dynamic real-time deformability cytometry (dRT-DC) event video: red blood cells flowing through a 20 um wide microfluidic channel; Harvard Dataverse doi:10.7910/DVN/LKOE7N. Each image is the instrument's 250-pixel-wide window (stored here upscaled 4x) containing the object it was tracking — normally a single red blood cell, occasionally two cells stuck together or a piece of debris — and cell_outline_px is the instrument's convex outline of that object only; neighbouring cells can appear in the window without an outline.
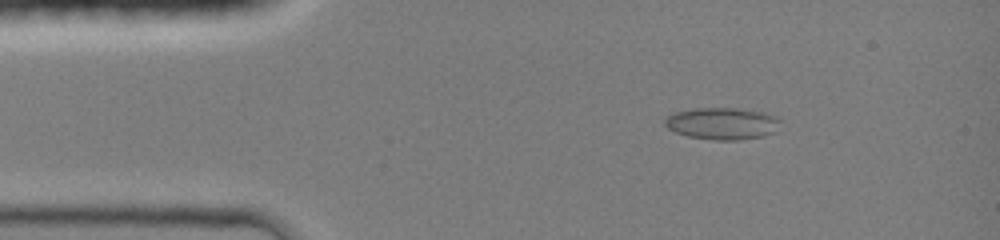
{"species": "common noctule bat (a hibernating species)", "species_latin": "Nyctalus noctula", "temperature_condition": "room temperature", "stored_images_in_passage": 28, "camera_frame_rate_fps": 3000, "um_per_image_px": 0.085, "animal": {"sex": "female", "body_mass_g": 19.0, "forearm_length_mm": 51.5}, "frame": {"image": 1, "passage_image": 2, "time_ms": 0.667, "image_size_px": [1000, 240], "cell_outline_px": [[780, 120], [776, 132], [764, 136], [740, 140], [716, 140], [688, 136], [676, 132], [668, 128], [664, 124], [664, 120], [668, 116], [676, 112], [696, 108], [736, 108], [764, 112], [780, 116]], "centroid_in_image_um": [61.45, 10.5], "position_along_channel_um": 23.6, "area_um2": 21.62}}
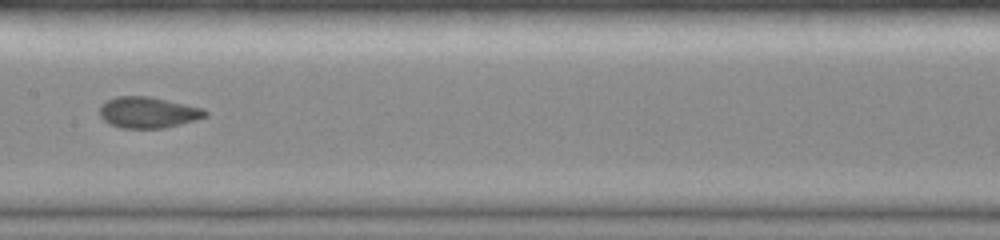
{"frame": {"image": 2, "passage_image": 13, "time_ms": 6.0, "image_size_px": [1000, 240], "cell_outline_px": [[208, 116], [196, 120], [164, 128], [120, 128], [108, 124], [100, 116], [100, 104], [104, 100], [116, 96], [152, 96], [204, 108], [208, 112]], "centroid_in_image_um": [12.58, 9.54], "position_along_channel_um": 194.8, "area_um2": 19.54}}
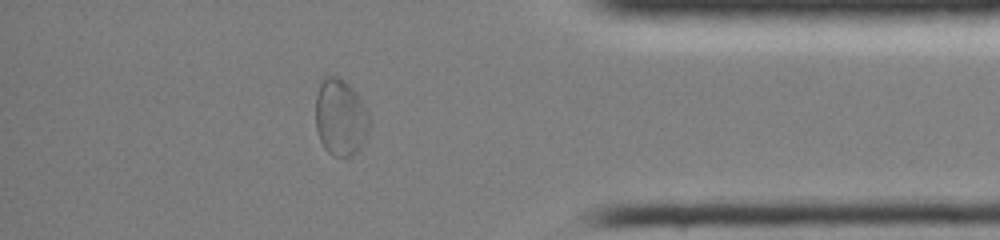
{"frame": {"image": 3, "passage_image": 24, "time_ms": 11.333, "image_size_px": [1000, 240], "cell_outline_px": [[372, 124], [360, 148], [352, 156], [332, 156], [324, 148], [320, 140], [316, 128], [316, 96], [320, 76], [340, 76], [356, 92], [368, 112]], "centroid_in_image_um": [28.94, 9.95], "position_along_channel_um": 406.3, "area_um2": 24.51}}